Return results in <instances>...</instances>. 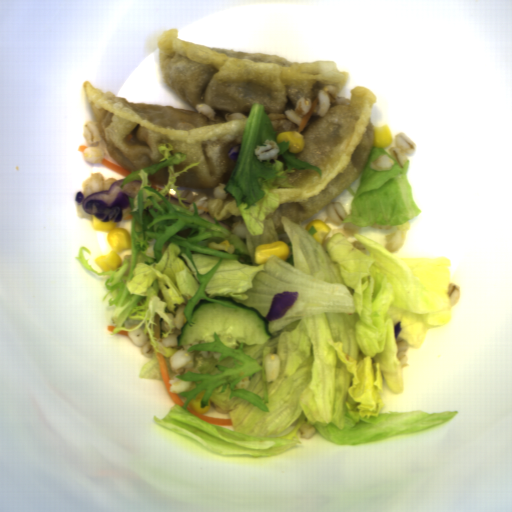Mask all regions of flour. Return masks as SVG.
Returning <instances> with one entry per match:
<instances>
[{"label":"flour","instance_id":"3","mask_svg":"<svg viewBox=\"0 0 512 512\" xmlns=\"http://www.w3.org/2000/svg\"><path fill=\"white\" fill-rule=\"evenodd\" d=\"M236 201V198L228 193L225 199H211L208 207L202 212L210 214L216 221L229 217L243 216L236 205Z\"/></svg>","mask_w":512,"mask_h":512},{"label":"flour","instance_id":"2","mask_svg":"<svg viewBox=\"0 0 512 512\" xmlns=\"http://www.w3.org/2000/svg\"><path fill=\"white\" fill-rule=\"evenodd\" d=\"M349 103H330L324 116L318 115L320 101L301 131L304 146L295 157L318 171L293 168L283 173L289 185L269 188L279 195V206L266 219L275 232L285 230L282 217L301 223L363 175L374 146V120L371 108L375 95L364 86L350 91Z\"/></svg>","mask_w":512,"mask_h":512},{"label":"flour","instance_id":"1","mask_svg":"<svg viewBox=\"0 0 512 512\" xmlns=\"http://www.w3.org/2000/svg\"><path fill=\"white\" fill-rule=\"evenodd\" d=\"M177 28L166 30L157 45V70L166 86L192 109L131 104L113 92L100 91L88 81L82 90L100 138L115 164L129 172L160 163L159 146L171 144L170 155L185 160L173 164L178 189L210 190L229 182L237 160L229 157L240 146L250 112L261 104L275 133L285 132V110H294L301 97L318 98L326 86L337 94L347 82L335 61L292 63L265 53L209 48L180 40ZM208 104L214 120L196 112L194 104ZM246 118L226 121V113Z\"/></svg>","mask_w":512,"mask_h":512}]
</instances>
